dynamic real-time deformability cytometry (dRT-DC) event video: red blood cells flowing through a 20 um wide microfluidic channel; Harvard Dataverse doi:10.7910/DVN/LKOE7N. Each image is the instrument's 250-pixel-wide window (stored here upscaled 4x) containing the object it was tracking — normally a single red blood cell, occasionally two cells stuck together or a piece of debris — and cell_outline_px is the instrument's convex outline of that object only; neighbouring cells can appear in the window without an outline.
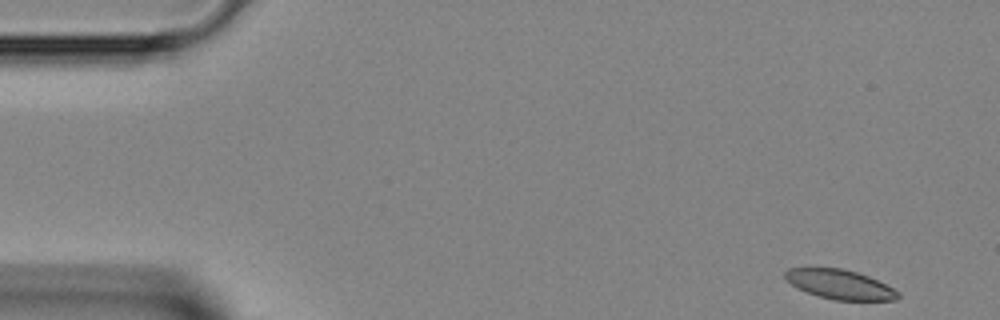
{"species": "Egyptian fruit bat (a non-hibernating species)", "species_latin": "Rousettus aegyptiacus", "temperature_condition": "room temperature", "stored_images_in_passage": 44, "camera_frame_rate_fps": 3000, "um_per_image_px": 0.085, "animal": {"sex": "female"}, "frame": {"image": 1, "passage_image": 1, "time_ms": 0.0, "image_size_px": [1000, 320], "cell_outline_px": [[900, 296], [896, 300], [832, 300], [808, 292], [792, 284], [784, 276], [784, 272], [788, 268], [840, 268], [856, 272], [868, 276], [900, 292]], "centroid_in_image_um": [71.4, 24.17], "position_along_channel_um": 13.6, "area_um2": 19.02}}
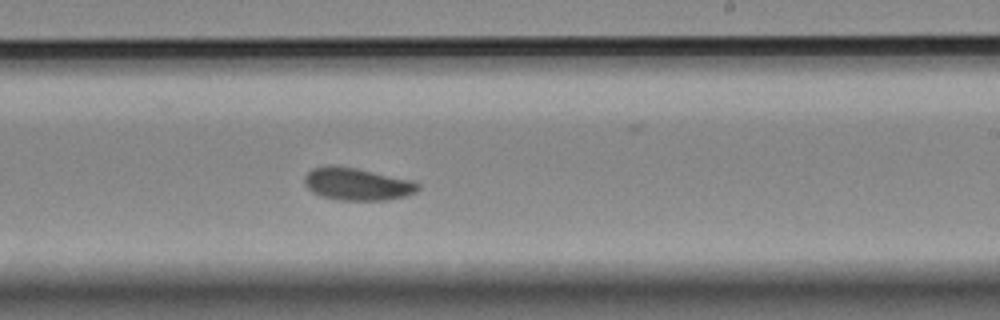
{"frame": {"image": 2, "passage_image": 25, "time_ms": 8.0, "image_size_px": [1000, 320], "cell_outline_px": [[420, 188], [416, 192], [404, 196], [388, 200], [340, 200], [320, 196], [312, 192], [304, 184], [304, 176], [312, 168], [328, 164], [332, 164], [356, 168], [412, 180], [420, 184]], "centroid_in_image_um": [30.32, 15.63], "position_along_channel_um": 258.7, "area_um2": 21.68}}
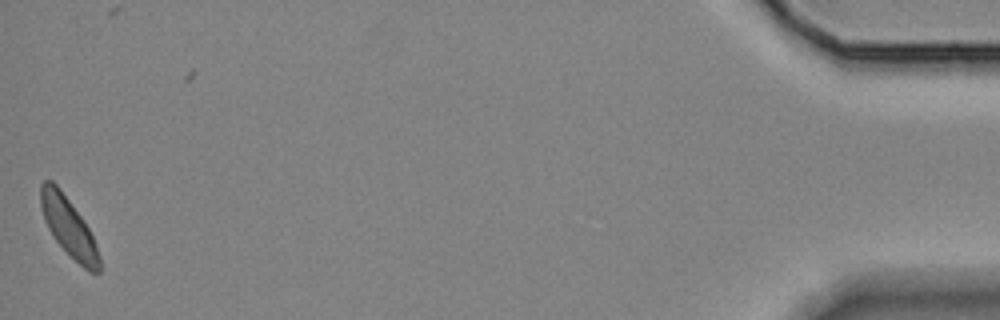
{"frame": {"image": 3, "passage_image": 43, "time_ms": 14.0, "image_size_px": [1000, 320], "cell_outline_px": [[100, 272], [88, 272], [52, 236], [44, 220], [40, 208], [40, 184], [44, 180], [52, 180], [60, 188], [84, 220], [92, 236], [100, 256]], "centroid_in_image_um": [5.81, 19.24], "position_along_channel_um": 429.4, "area_um2": 19.94}}